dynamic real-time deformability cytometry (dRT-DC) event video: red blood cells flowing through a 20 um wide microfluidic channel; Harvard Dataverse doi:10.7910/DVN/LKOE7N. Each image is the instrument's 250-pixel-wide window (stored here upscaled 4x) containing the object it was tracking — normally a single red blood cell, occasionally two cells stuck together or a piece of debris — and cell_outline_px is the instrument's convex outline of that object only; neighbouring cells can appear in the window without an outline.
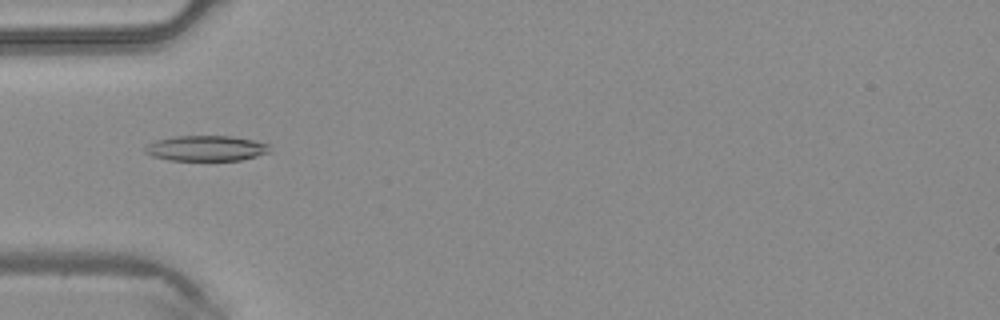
{"species": "common noctule bat (a hibernating species)", "species_latin": "Nyctalus noctula", "temperature_condition": "warm", "stored_images_in_passage": 43, "camera_frame_rate_fps": 3000, "um_per_image_px": 0.085, "animal": {"sex": "male", "body_mass_g": 20.4}, "frame": {"image": 1, "passage_image": 12, "time_ms": 3.667, "image_size_px": [1000, 320], "cell_outline_px": [[272, 152], [240, 160], [168, 160], [152, 156], [144, 152], [144, 148], [148, 144], [156, 140], [176, 136], [232, 136], [252, 140], [268, 144]], "centroid_in_image_um": [17.52, 12.6], "position_along_channel_um": 67.5, "area_um2": 18.44}}
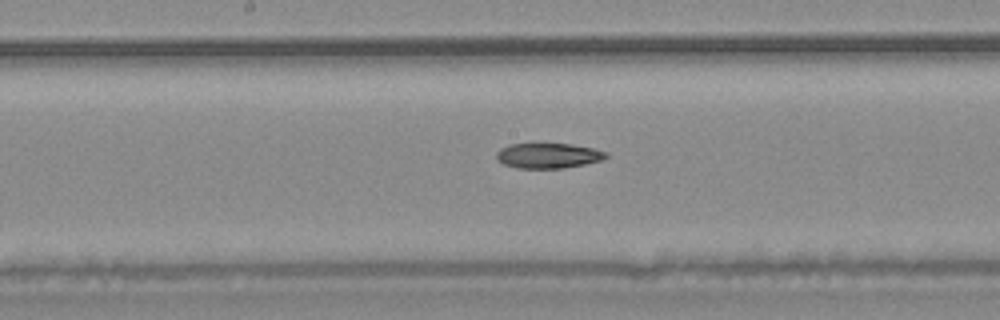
{"frame": {"image": 2, "passage_image": 21, "time_ms": 6.667, "image_size_px": [1000, 320], "cell_outline_px": [[608, 156], [600, 160], [584, 164], [564, 168], [516, 168], [504, 164], [496, 160], [496, 152], [500, 148], [512, 144], [572, 144], [592, 148], [608, 152]], "centroid_in_image_um": [46.57, 13.23], "position_along_channel_um": 201.6, "area_um2": 16.01}}
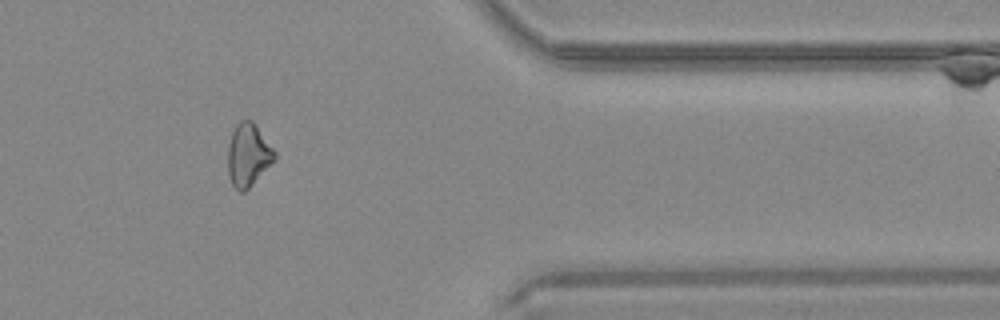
{"frame": {"image": 3, "passage_image": 35, "time_ms": 11.333, "image_size_px": [1000, 320], "cell_outline_px": [[276, 160], [244, 192], [240, 192], [232, 184], [228, 176], [228, 144], [232, 132], [236, 124], [240, 120], [252, 120], [256, 124], [276, 152]], "centroid_in_image_um": [21.1, 13.16], "position_along_channel_um": 390.3, "area_um2": 17.22}}